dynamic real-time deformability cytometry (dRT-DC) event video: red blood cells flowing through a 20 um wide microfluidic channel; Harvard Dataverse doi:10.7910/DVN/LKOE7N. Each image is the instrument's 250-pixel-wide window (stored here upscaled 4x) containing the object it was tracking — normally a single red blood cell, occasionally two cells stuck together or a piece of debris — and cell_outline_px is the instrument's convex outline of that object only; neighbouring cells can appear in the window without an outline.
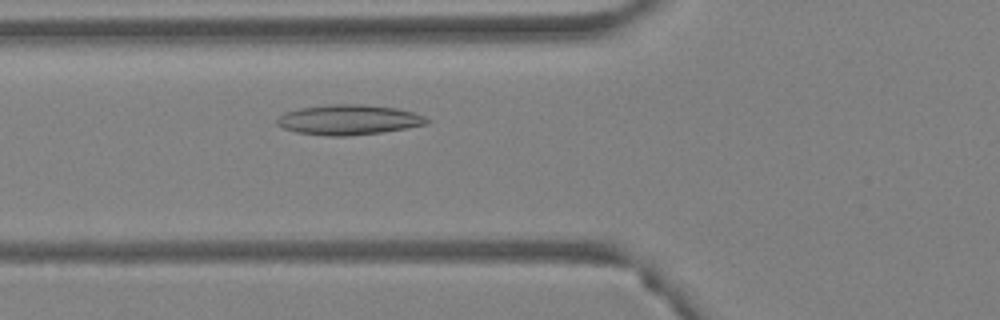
{"species": "Egyptian fruit bat (a non-hibernating species)", "species_latin": "Rousettus aegyptiacus", "temperature_condition": "warm", "stored_images_in_passage": 46, "camera_frame_rate_fps": 3000, "um_per_image_px": 0.085, "animal": {"sex": "female"}, "frame": {"image": 1, "passage_image": 12, "time_ms": 3.667, "image_size_px": [1000, 320], "cell_outline_px": [[432, 120], [428, 124], [408, 128], [380, 132], [344, 136], [328, 136], [296, 132], [284, 128], [276, 124], [276, 120], [280, 116], [288, 112], [300, 108], [328, 104], [364, 104], [396, 108], [412, 112], [424, 116]], "centroid_in_image_um": [29.67, 10.18], "position_along_channel_um": 96.1, "area_um2": 26.18}}
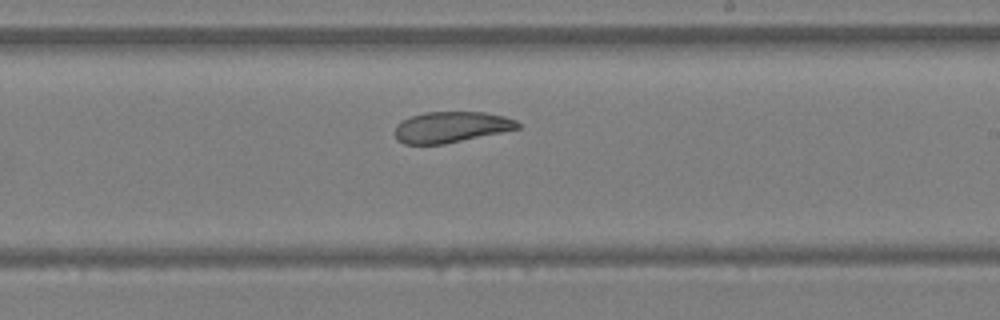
{"frame": {"image": 2, "passage_image": 24, "time_ms": 7.667, "image_size_px": [1000, 320], "cell_outline_px": [[520, 128], [444, 144], [404, 144], [396, 140], [396, 124], [412, 116], [424, 112], [484, 112], [504, 116], [516, 120], [520, 124]], "centroid_in_image_um": [38.34, 10.8], "position_along_channel_um": 250.7, "area_um2": 21.96}}
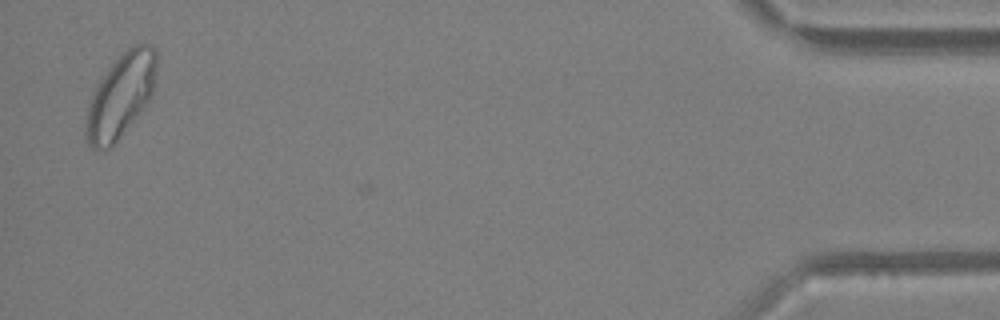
{"frame": {"image": 3, "passage_image": 44, "time_ms": 14.333, "image_size_px": [1000, 320], "cell_outline_px": [[156, 68], [152, 92], [148, 100], [116, 144], [108, 148], [92, 148], [88, 144], [84, 136], [84, 124], [88, 104], [92, 92], [96, 84], [108, 68], [132, 44], [152, 44], [156, 48]], "centroid_in_image_um": [10.21, 8.15], "position_along_channel_um": 425.0, "area_um2": 34.45}, "authors_computed_cell_mechanics": {"area_um2": 26.0678, "velocity_mm_per_s": 3.8675, "shape_relaxation_time_tau1_ms": null, "shape_relaxation_time_tau2_ms": 2.8634, "deformation_change_tau1": null, "deformation_change_tau2": 0.0884}}